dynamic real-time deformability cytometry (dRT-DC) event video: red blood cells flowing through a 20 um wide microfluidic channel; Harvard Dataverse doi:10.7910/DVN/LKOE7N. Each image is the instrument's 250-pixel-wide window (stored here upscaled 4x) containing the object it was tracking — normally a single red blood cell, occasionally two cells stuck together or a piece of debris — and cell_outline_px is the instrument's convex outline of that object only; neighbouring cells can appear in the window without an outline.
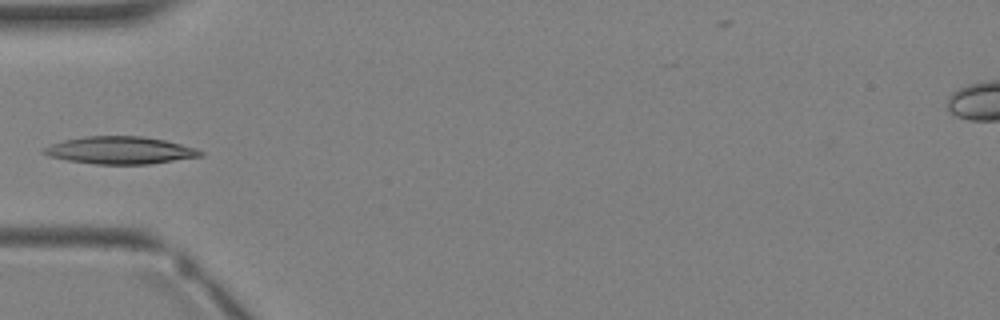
{"species": "Egyptian fruit bat (a non-hibernating species)", "species_latin": "Rousettus aegyptiacus", "temperature_condition": "warm", "stored_images_in_passage": 4, "camera_frame_rate_fps": 3000, "um_per_image_px": 0.085, "animal": {"sex": "female"}, "frame": {"image": 1, "passage_image": 4, "time_ms": 3.333, "image_size_px": [1000, 320], "cell_outline_px": [[204, 156], [148, 164], [96, 164], [68, 160], [48, 156], [40, 152], [40, 148], [64, 140], [84, 136], [144, 136], [164, 140], [196, 148], [204, 152]], "centroid_in_image_um": [10.19, 12.77], "position_along_channel_um": 74.8, "area_um2": 25.09}}